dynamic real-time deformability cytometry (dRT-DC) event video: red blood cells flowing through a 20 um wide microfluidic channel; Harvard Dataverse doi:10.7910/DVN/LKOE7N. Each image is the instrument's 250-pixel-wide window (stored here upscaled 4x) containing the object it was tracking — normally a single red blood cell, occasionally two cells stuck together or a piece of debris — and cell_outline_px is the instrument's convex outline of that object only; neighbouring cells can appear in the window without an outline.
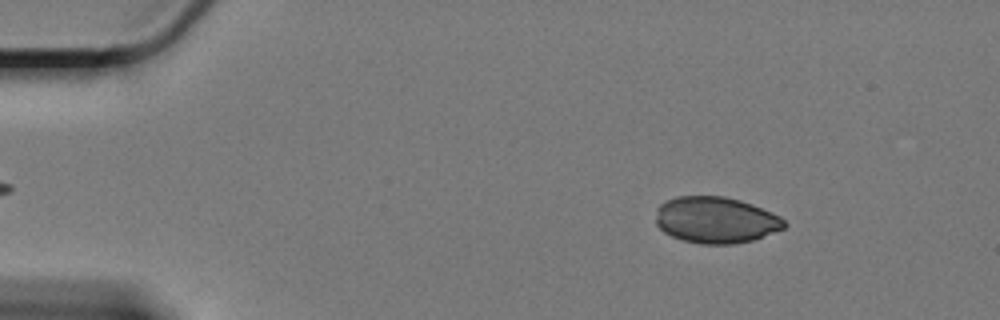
{"species": "Egyptian fruit bat (a non-hibernating species)", "species_latin": "Rousettus aegyptiacus", "temperature_condition": "cold", "stored_images_in_passage": 60, "camera_frame_rate_fps": 3000, "um_per_image_px": 0.085, "animal": {"sex": "female"}, "frame": {"image": 1, "passage_image": 8, "time_ms": 2.333, "image_size_px": [1000, 320], "cell_outline_px": [[788, 224], [784, 228], [752, 240], [736, 244], [700, 244], [684, 240], [672, 236], [664, 232], [656, 224], [656, 208], [660, 204], [676, 196], [724, 196], [740, 200], [752, 204], [772, 212], [780, 216]], "centroid_in_image_um": [60.84, 18.69], "position_along_channel_um": 24.2, "area_um2": 34.8}}
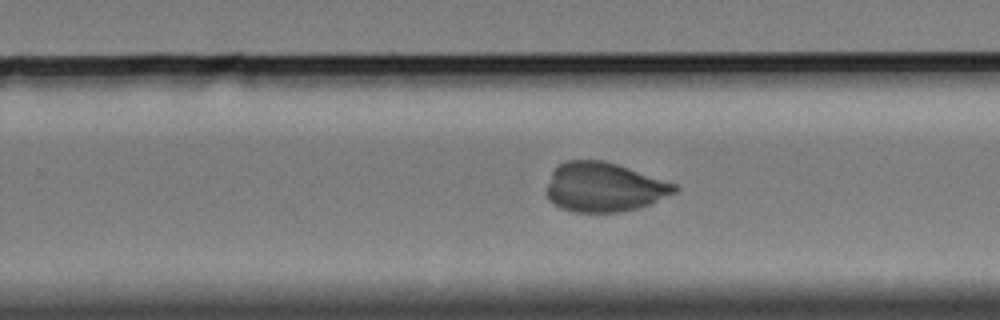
{"frame": {"image": 2, "passage_image": 38, "time_ms": 12.333, "image_size_px": [1000, 320], "cell_outline_px": [[680, 188], [676, 192], [652, 204], [640, 208], [620, 212], [576, 212], [560, 208], [548, 200], [544, 192], [544, 188], [556, 164], [564, 160], [604, 160], [676, 184]], "centroid_in_image_um": [51.29, 15.91], "position_along_channel_um": 278.5, "area_um2": 37.34}}
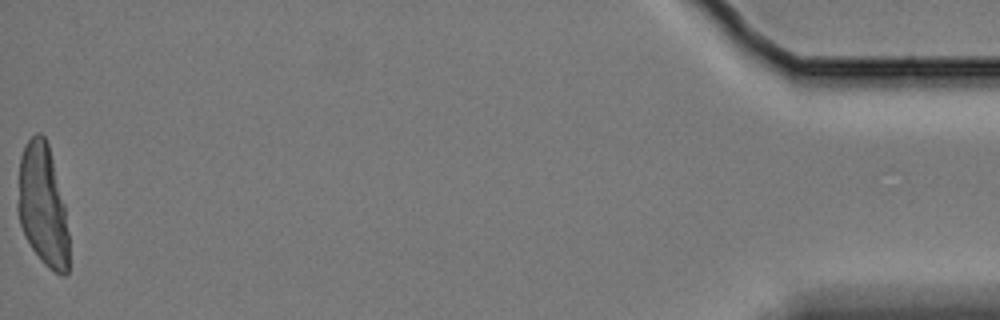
{"frame": {"image": 3, "passage_image": 60, "time_ms": 19.667, "image_size_px": [1000, 320], "cell_outline_px": [[68, 272], [64, 276], [60, 276], [52, 272], [40, 260], [32, 248], [20, 224], [16, 212], [16, 204], [20, 156], [24, 144], [36, 132], [40, 132], [44, 136], [48, 144], [64, 204], [68, 232]], "centroid_in_image_um": [3.6, 17.47], "position_along_channel_um": 431.6, "area_um2": 36.59}}